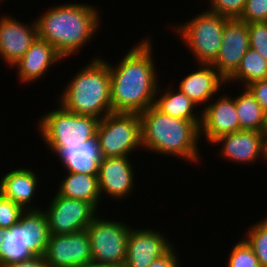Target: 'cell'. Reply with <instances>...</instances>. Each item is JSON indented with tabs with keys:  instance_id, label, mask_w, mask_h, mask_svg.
Wrapping results in <instances>:
<instances>
[{
	"instance_id": "cell-1",
	"label": "cell",
	"mask_w": 267,
	"mask_h": 267,
	"mask_svg": "<svg viewBox=\"0 0 267 267\" xmlns=\"http://www.w3.org/2000/svg\"><path fill=\"white\" fill-rule=\"evenodd\" d=\"M123 56L118 64H110V99L114 113H136L147 110L155 103L159 87L153 59L151 38L146 37Z\"/></svg>"
},
{
	"instance_id": "cell-2",
	"label": "cell",
	"mask_w": 267,
	"mask_h": 267,
	"mask_svg": "<svg viewBox=\"0 0 267 267\" xmlns=\"http://www.w3.org/2000/svg\"><path fill=\"white\" fill-rule=\"evenodd\" d=\"M92 4L62 3L35 18L38 37L49 42L64 58L72 57L91 42L101 24ZM77 52V53H76Z\"/></svg>"
},
{
	"instance_id": "cell-3",
	"label": "cell",
	"mask_w": 267,
	"mask_h": 267,
	"mask_svg": "<svg viewBox=\"0 0 267 267\" xmlns=\"http://www.w3.org/2000/svg\"><path fill=\"white\" fill-rule=\"evenodd\" d=\"M143 149L185 159L197 164L201 161V121H190L163 114L154 105L139 114Z\"/></svg>"
},
{
	"instance_id": "cell-4",
	"label": "cell",
	"mask_w": 267,
	"mask_h": 267,
	"mask_svg": "<svg viewBox=\"0 0 267 267\" xmlns=\"http://www.w3.org/2000/svg\"><path fill=\"white\" fill-rule=\"evenodd\" d=\"M108 62L102 57L92 58L89 64L71 78L57 103L71 113L89 115L100 120L112 113Z\"/></svg>"
},
{
	"instance_id": "cell-5",
	"label": "cell",
	"mask_w": 267,
	"mask_h": 267,
	"mask_svg": "<svg viewBox=\"0 0 267 267\" xmlns=\"http://www.w3.org/2000/svg\"><path fill=\"white\" fill-rule=\"evenodd\" d=\"M203 11L183 24L170 26L176 31V36H181L182 44H186L191 51L196 64H212L220 52L223 31L229 18L208 9Z\"/></svg>"
},
{
	"instance_id": "cell-6",
	"label": "cell",
	"mask_w": 267,
	"mask_h": 267,
	"mask_svg": "<svg viewBox=\"0 0 267 267\" xmlns=\"http://www.w3.org/2000/svg\"><path fill=\"white\" fill-rule=\"evenodd\" d=\"M58 108L37 120L38 133L46 146L80 144L96 136L100 119L71 113L60 104Z\"/></svg>"
},
{
	"instance_id": "cell-7",
	"label": "cell",
	"mask_w": 267,
	"mask_h": 267,
	"mask_svg": "<svg viewBox=\"0 0 267 267\" xmlns=\"http://www.w3.org/2000/svg\"><path fill=\"white\" fill-rule=\"evenodd\" d=\"M96 137L102 158L130 156L141 149V120L136 113H110L98 124Z\"/></svg>"
},
{
	"instance_id": "cell-8",
	"label": "cell",
	"mask_w": 267,
	"mask_h": 267,
	"mask_svg": "<svg viewBox=\"0 0 267 267\" xmlns=\"http://www.w3.org/2000/svg\"><path fill=\"white\" fill-rule=\"evenodd\" d=\"M130 226L96 216L86 228L92 261L113 267H124Z\"/></svg>"
},
{
	"instance_id": "cell-9",
	"label": "cell",
	"mask_w": 267,
	"mask_h": 267,
	"mask_svg": "<svg viewBox=\"0 0 267 267\" xmlns=\"http://www.w3.org/2000/svg\"><path fill=\"white\" fill-rule=\"evenodd\" d=\"M44 210L51 235H66L85 230L97 216L88 202L55 194Z\"/></svg>"
},
{
	"instance_id": "cell-10",
	"label": "cell",
	"mask_w": 267,
	"mask_h": 267,
	"mask_svg": "<svg viewBox=\"0 0 267 267\" xmlns=\"http://www.w3.org/2000/svg\"><path fill=\"white\" fill-rule=\"evenodd\" d=\"M49 267H78L92 261L87 230L51 235L44 255Z\"/></svg>"
},
{
	"instance_id": "cell-11",
	"label": "cell",
	"mask_w": 267,
	"mask_h": 267,
	"mask_svg": "<svg viewBox=\"0 0 267 267\" xmlns=\"http://www.w3.org/2000/svg\"><path fill=\"white\" fill-rule=\"evenodd\" d=\"M212 144H221L219 153L222 158L234 163L254 165L261 158L266 161L267 132L239 130L220 136Z\"/></svg>"
},
{
	"instance_id": "cell-12",
	"label": "cell",
	"mask_w": 267,
	"mask_h": 267,
	"mask_svg": "<svg viewBox=\"0 0 267 267\" xmlns=\"http://www.w3.org/2000/svg\"><path fill=\"white\" fill-rule=\"evenodd\" d=\"M127 240L124 267H148L154 260L167 253L174 244L154 228L132 229Z\"/></svg>"
},
{
	"instance_id": "cell-13",
	"label": "cell",
	"mask_w": 267,
	"mask_h": 267,
	"mask_svg": "<svg viewBox=\"0 0 267 267\" xmlns=\"http://www.w3.org/2000/svg\"><path fill=\"white\" fill-rule=\"evenodd\" d=\"M217 100V101H216ZM207 104L202 111L200 137L205 136L210 145L220 136L240 130L235 100L233 96L222 94L215 102Z\"/></svg>"
},
{
	"instance_id": "cell-14",
	"label": "cell",
	"mask_w": 267,
	"mask_h": 267,
	"mask_svg": "<svg viewBox=\"0 0 267 267\" xmlns=\"http://www.w3.org/2000/svg\"><path fill=\"white\" fill-rule=\"evenodd\" d=\"M248 49L247 23L238 19H229L223 31L220 52L211 65L227 80L237 70Z\"/></svg>"
},
{
	"instance_id": "cell-15",
	"label": "cell",
	"mask_w": 267,
	"mask_h": 267,
	"mask_svg": "<svg viewBox=\"0 0 267 267\" xmlns=\"http://www.w3.org/2000/svg\"><path fill=\"white\" fill-rule=\"evenodd\" d=\"M129 156L102 158L98 169L100 195L110 196L112 200L125 198L133 193L134 168ZM134 174V175H133Z\"/></svg>"
},
{
	"instance_id": "cell-16",
	"label": "cell",
	"mask_w": 267,
	"mask_h": 267,
	"mask_svg": "<svg viewBox=\"0 0 267 267\" xmlns=\"http://www.w3.org/2000/svg\"><path fill=\"white\" fill-rule=\"evenodd\" d=\"M10 16L0 17V58L12 68L24 56L38 33L35 19L27 25Z\"/></svg>"
},
{
	"instance_id": "cell-17",
	"label": "cell",
	"mask_w": 267,
	"mask_h": 267,
	"mask_svg": "<svg viewBox=\"0 0 267 267\" xmlns=\"http://www.w3.org/2000/svg\"><path fill=\"white\" fill-rule=\"evenodd\" d=\"M64 59L49 42L37 37L24 56L12 68L17 69L18 82L33 83L46 75L50 66L60 63Z\"/></svg>"
},
{
	"instance_id": "cell-18",
	"label": "cell",
	"mask_w": 267,
	"mask_h": 267,
	"mask_svg": "<svg viewBox=\"0 0 267 267\" xmlns=\"http://www.w3.org/2000/svg\"><path fill=\"white\" fill-rule=\"evenodd\" d=\"M47 147L58 157L66 172L98 175L102 155L96 136L80 144Z\"/></svg>"
},
{
	"instance_id": "cell-19",
	"label": "cell",
	"mask_w": 267,
	"mask_h": 267,
	"mask_svg": "<svg viewBox=\"0 0 267 267\" xmlns=\"http://www.w3.org/2000/svg\"><path fill=\"white\" fill-rule=\"evenodd\" d=\"M198 68L192 73L184 76L179 82L178 88L186 94L198 106L204 107L210 103L211 99L221 93V88L226 83V79L211 65L197 64ZM206 102V103H205Z\"/></svg>"
},
{
	"instance_id": "cell-20",
	"label": "cell",
	"mask_w": 267,
	"mask_h": 267,
	"mask_svg": "<svg viewBox=\"0 0 267 267\" xmlns=\"http://www.w3.org/2000/svg\"><path fill=\"white\" fill-rule=\"evenodd\" d=\"M38 175L32 168H17L9 171L0 180V193L24 210H37L32 202L38 189ZM33 206H32V204Z\"/></svg>"
},
{
	"instance_id": "cell-21",
	"label": "cell",
	"mask_w": 267,
	"mask_h": 267,
	"mask_svg": "<svg viewBox=\"0 0 267 267\" xmlns=\"http://www.w3.org/2000/svg\"><path fill=\"white\" fill-rule=\"evenodd\" d=\"M20 220L22 221L23 246L29 249L34 256H44L50 232L43 207L37 210H25Z\"/></svg>"
},
{
	"instance_id": "cell-22",
	"label": "cell",
	"mask_w": 267,
	"mask_h": 267,
	"mask_svg": "<svg viewBox=\"0 0 267 267\" xmlns=\"http://www.w3.org/2000/svg\"><path fill=\"white\" fill-rule=\"evenodd\" d=\"M65 177V178H64ZM61 180L57 194L90 203L97 211L101 203L98 175L67 172Z\"/></svg>"
},
{
	"instance_id": "cell-23",
	"label": "cell",
	"mask_w": 267,
	"mask_h": 267,
	"mask_svg": "<svg viewBox=\"0 0 267 267\" xmlns=\"http://www.w3.org/2000/svg\"><path fill=\"white\" fill-rule=\"evenodd\" d=\"M172 89L169 86V88L163 90L162 92L164 93L161 94V92H158L161 91L159 86L155 96L154 106L163 114L174 118L201 121L202 113L199 112V115H197L198 113L195 111L198 105L178 88L175 91L173 87Z\"/></svg>"
},
{
	"instance_id": "cell-24",
	"label": "cell",
	"mask_w": 267,
	"mask_h": 267,
	"mask_svg": "<svg viewBox=\"0 0 267 267\" xmlns=\"http://www.w3.org/2000/svg\"><path fill=\"white\" fill-rule=\"evenodd\" d=\"M242 92L234 97L240 130L267 132V115L246 87Z\"/></svg>"
},
{
	"instance_id": "cell-25",
	"label": "cell",
	"mask_w": 267,
	"mask_h": 267,
	"mask_svg": "<svg viewBox=\"0 0 267 267\" xmlns=\"http://www.w3.org/2000/svg\"><path fill=\"white\" fill-rule=\"evenodd\" d=\"M33 257L31 251L23 246L21 220L9 229L0 228V266L23 262Z\"/></svg>"
},
{
	"instance_id": "cell-26",
	"label": "cell",
	"mask_w": 267,
	"mask_h": 267,
	"mask_svg": "<svg viewBox=\"0 0 267 267\" xmlns=\"http://www.w3.org/2000/svg\"><path fill=\"white\" fill-rule=\"evenodd\" d=\"M267 79V61L255 50L249 48L241 59L237 70L226 80L240 82L243 88L258 80Z\"/></svg>"
},
{
	"instance_id": "cell-27",
	"label": "cell",
	"mask_w": 267,
	"mask_h": 267,
	"mask_svg": "<svg viewBox=\"0 0 267 267\" xmlns=\"http://www.w3.org/2000/svg\"><path fill=\"white\" fill-rule=\"evenodd\" d=\"M245 234L244 239L253 249L259 263L262 267H267V217L250 225Z\"/></svg>"
},
{
	"instance_id": "cell-28",
	"label": "cell",
	"mask_w": 267,
	"mask_h": 267,
	"mask_svg": "<svg viewBox=\"0 0 267 267\" xmlns=\"http://www.w3.org/2000/svg\"><path fill=\"white\" fill-rule=\"evenodd\" d=\"M231 249L227 267H262L251 246L241 238Z\"/></svg>"
},
{
	"instance_id": "cell-29",
	"label": "cell",
	"mask_w": 267,
	"mask_h": 267,
	"mask_svg": "<svg viewBox=\"0 0 267 267\" xmlns=\"http://www.w3.org/2000/svg\"><path fill=\"white\" fill-rule=\"evenodd\" d=\"M249 48L257 51L267 61V22L247 24Z\"/></svg>"
},
{
	"instance_id": "cell-30",
	"label": "cell",
	"mask_w": 267,
	"mask_h": 267,
	"mask_svg": "<svg viewBox=\"0 0 267 267\" xmlns=\"http://www.w3.org/2000/svg\"><path fill=\"white\" fill-rule=\"evenodd\" d=\"M25 210L0 193V228H10L17 224Z\"/></svg>"
},
{
	"instance_id": "cell-31",
	"label": "cell",
	"mask_w": 267,
	"mask_h": 267,
	"mask_svg": "<svg viewBox=\"0 0 267 267\" xmlns=\"http://www.w3.org/2000/svg\"><path fill=\"white\" fill-rule=\"evenodd\" d=\"M246 0H210L209 9L229 19H238L245 7Z\"/></svg>"
},
{
	"instance_id": "cell-32",
	"label": "cell",
	"mask_w": 267,
	"mask_h": 267,
	"mask_svg": "<svg viewBox=\"0 0 267 267\" xmlns=\"http://www.w3.org/2000/svg\"><path fill=\"white\" fill-rule=\"evenodd\" d=\"M238 20L247 24L267 22V0H246L244 10Z\"/></svg>"
},
{
	"instance_id": "cell-33",
	"label": "cell",
	"mask_w": 267,
	"mask_h": 267,
	"mask_svg": "<svg viewBox=\"0 0 267 267\" xmlns=\"http://www.w3.org/2000/svg\"><path fill=\"white\" fill-rule=\"evenodd\" d=\"M246 88L255 97V100L267 115V79L254 81L246 86Z\"/></svg>"
},
{
	"instance_id": "cell-34",
	"label": "cell",
	"mask_w": 267,
	"mask_h": 267,
	"mask_svg": "<svg viewBox=\"0 0 267 267\" xmlns=\"http://www.w3.org/2000/svg\"><path fill=\"white\" fill-rule=\"evenodd\" d=\"M174 246L160 258L154 260L148 267H180V259ZM179 260V261H178Z\"/></svg>"
},
{
	"instance_id": "cell-35",
	"label": "cell",
	"mask_w": 267,
	"mask_h": 267,
	"mask_svg": "<svg viewBox=\"0 0 267 267\" xmlns=\"http://www.w3.org/2000/svg\"><path fill=\"white\" fill-rule=\"evenodd\" d=\"M1 267H49L44 256H34L30 260L6 264Z\"/></svg>"
},
{
	"instance_id": "cell-36",
	"label": "cell",
	"mask_w": 267,
	"mask_h": 267,
	"mask_svg": "<svg viewBox=\"0 0 267 267\" xmlns=\"http://www.w3.org/2000/svg\"><path fill=\"white\" fill-rule=\"evenodd\" d=\"M78 267H113V266L90 261V262L82 264V265H80Z\"/></svg>"
}]
</instances>
